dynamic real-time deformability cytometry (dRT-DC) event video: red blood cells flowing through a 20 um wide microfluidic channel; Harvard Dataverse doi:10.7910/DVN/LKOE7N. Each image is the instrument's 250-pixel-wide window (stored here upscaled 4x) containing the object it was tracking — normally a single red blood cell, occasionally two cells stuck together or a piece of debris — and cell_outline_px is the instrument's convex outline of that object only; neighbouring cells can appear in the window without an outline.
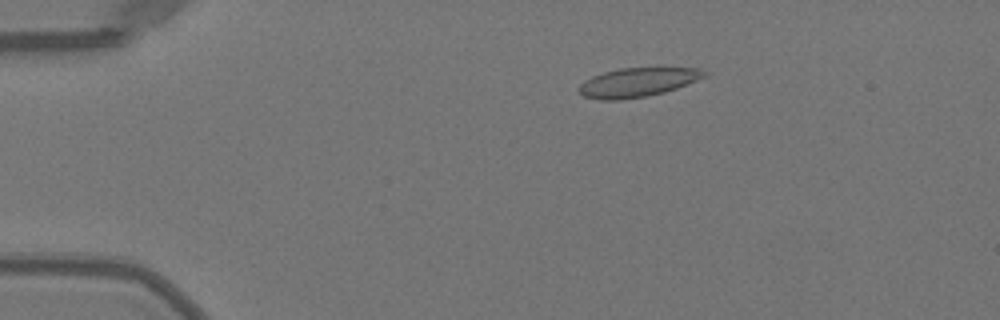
{"species": "Egyptian fruit bat (a non-hibernating species)", "species_latin": "Rousettus aegyptiacus", "temperature_condition": "warm", "stored_images_in_passage": 51, "camera_frame_rate_fps": 3000, "um_per_image_px": 0.085, "animal": {"sex": "female"}, "frame": {"image": 1, "passage_image": 10, "time_ms": 3.0, "image_size_px": [1000, 320], "cell_outline_px": [[708, 76], [676, 88], [664, 92], [644, 96], [620, 100], [600, 100], [584, 96], [580, 92], [580, 84], [584, 80], [592, 76], [604, 72], [620, 68], [660, 64], [700, 68], [708, 72]], "centroid_in_image_um": [54.31, 6.92], "position_along_channel_um": 30.7, "area_um2": 22.25}}
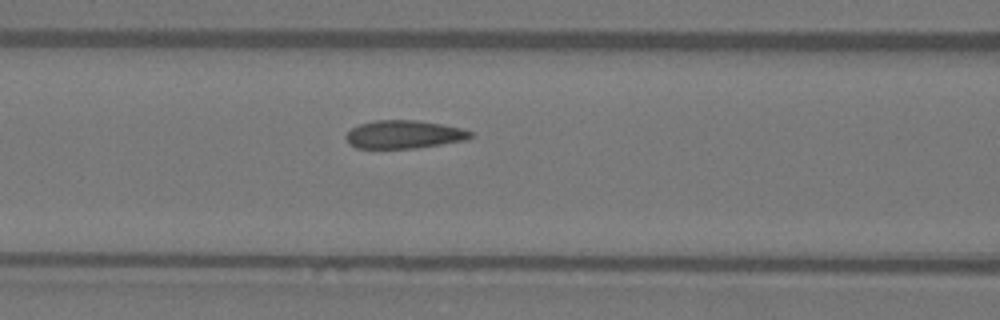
{"frame": {"image": 2, "passage_image": 22, "time_ms": 7.0, "image_size_px": [1000, 320], "cell_outline_px": [[472, 136], [468, 140], [416, 148], [356, 148], [348, 144], [344, 136], [352, 128], [360, 124], [376, 120], [416, 120], [464, 128], [472, 132]], "centroid_in_image_um": [34.34, 11.43], "position_along_channel_um": 132.3, "area_um2": 20.52}}
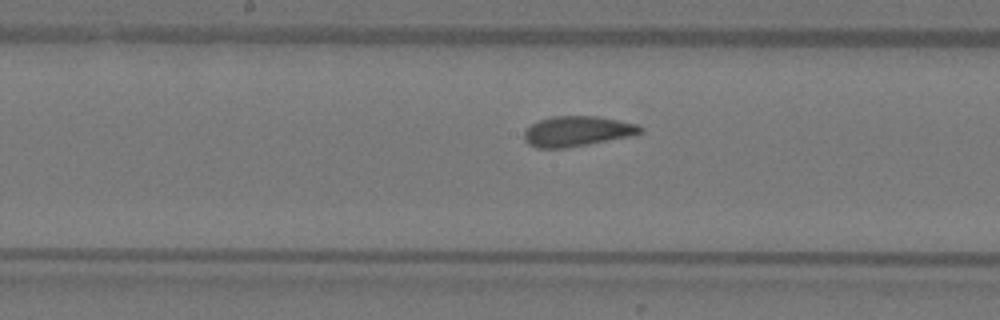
{"frame": {"image": 3, "passage_image": 27, "time_ms": 8.667, "image_size_px": [1000, 320], "cell_outline_px": [[644, 132], [628, 136], [588, 144], [564, 148], [536, 148], [528, 144], [524, 140], [524, 132], [532, 124], [540, 120], [552, 116], [596, 116], [620, 120], [640, 124], [644, 128]], "centroid_in_image_um": [49.08, 11.15], "position_along_channel_um": 199.1, "area_um2": 20.46}, "authors_computed_cell_mechanics": {"area_um2": 20.8658, "velocity_mm_per_s": 4.0168, "shape_relaxation_time_tau1_ms": 6.5226, "shape_relaxation_time_tau2_ms": 1.2123, "deformation_change_tau1": 0.1523, "deformation_change_tau2": 0.0512}}